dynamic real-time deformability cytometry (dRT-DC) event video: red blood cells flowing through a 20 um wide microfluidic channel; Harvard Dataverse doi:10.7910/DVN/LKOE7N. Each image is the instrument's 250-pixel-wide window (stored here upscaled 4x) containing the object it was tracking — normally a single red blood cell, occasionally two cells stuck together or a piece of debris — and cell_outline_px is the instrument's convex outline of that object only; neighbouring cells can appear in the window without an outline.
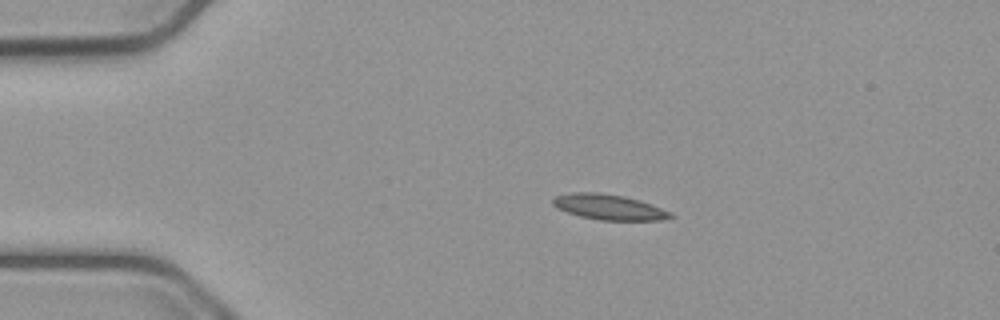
{"species": "common noctule bat (a hibernating species)", "species_latin": "Nyctalus noctula", "temperature_condition": "cold", "stored_images_in_passage": 54, "camera_frame_rate_fps": 3000, "um_per_image_px": 0.085, "animal": {"sex": "male", "body_mass_g": 23.1, "forearm_length_mm": 52.7}, "frame": {"image": 1, "passage_image": 11, "time_ms": 3.333, "image_size_px": [1000, 320], "cell_outline_px": [[676, 216], [660, 220], [600, 220], [580, 216], [556, 208], [552, 204], [552, 200], [556, 196], [572, 192], [600, 192], [624, 196], [640, 200], [652, 204], [672, 212]], "centroid_in_image_um": [51.78, 17.59], "position_along_channel_um": 33.2, "area_um2": 17.51}}
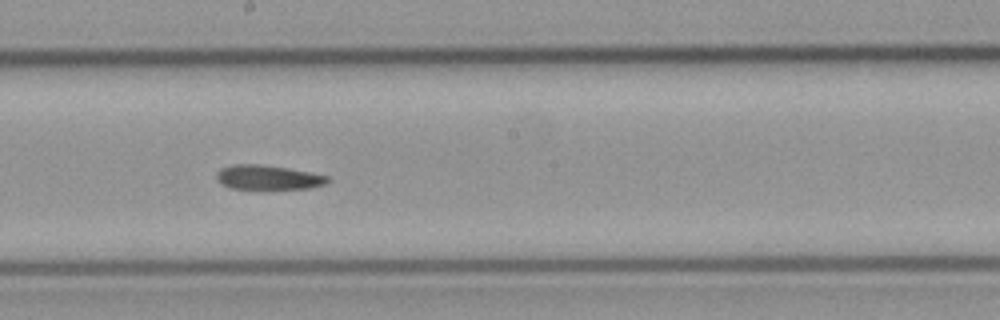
{"frame": {"image": 2, "passage_image": 30, "time_ms": 9.667, "image_size_px": [1000, 320], "cell_outline_px": [[332, 180], [324, 184], [312, 188], [260, 192], [232, 188], [220, 184], [216, 180], [216, 172], [220, 168], [232, 164], [256, 164], [312, 172], [328, 176]], "centroid_in_image_um": [22.76, 15.14], "position_along_channel_um": 225.4, "area_um2": 16.88}}
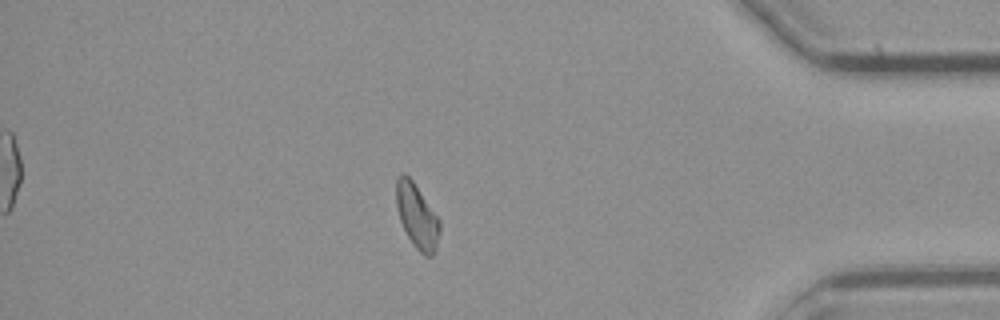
{"frame": {"image": 3, "passage_image": 47, "time_ms": 15.333, "image_size_px": [1000, 320], "cell_outline_px": [[440, 232], [436, 248], [432, 256], [424, 256], [412, 244], [400, 220], [396, 204], [396, 180], [400, 172], [404, 172], [412, 180], [440, 220]], "centroid_in_image_um": [35.44, 18.37], "position_along_channel_um": 399.8, "area_um2": 16.24}}